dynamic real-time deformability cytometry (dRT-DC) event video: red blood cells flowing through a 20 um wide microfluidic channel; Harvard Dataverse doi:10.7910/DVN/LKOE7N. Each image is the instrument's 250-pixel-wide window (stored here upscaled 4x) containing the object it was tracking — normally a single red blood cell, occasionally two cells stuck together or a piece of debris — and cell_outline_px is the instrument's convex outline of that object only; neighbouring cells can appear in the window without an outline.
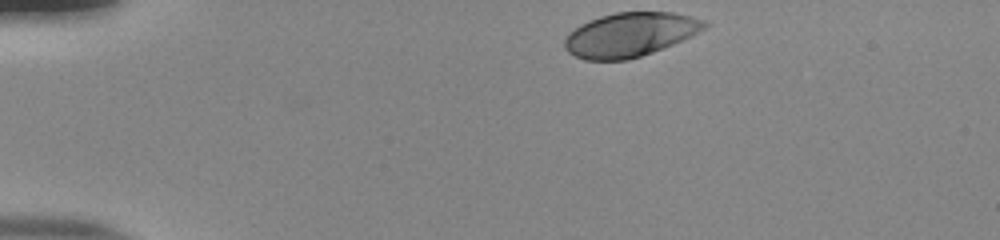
{"species": "human", "species_latin": "Homo sapiens", "temperature_condition": "room temperature", "stored_images_in_passage": 37, "camera_frame_rate_fps": 3000, "um_per_image_px": 0.085, "donor": {"sex": "male"}, "frame": {"image": 1, "passage_image": 1, "time_ms": 0.0, "image_size_px": [1000, 240], "cell_outline_px": [[708, 24], [700, 32], [672, 44], [652, 52], [628, 60], [584, 60], [568, 52], [564, 48], [564, 40], [568, 32], [580, 24], [588, 20], [600, 16], [616, 12], [672, 12], [704, 20]], "centroid_in_image_um": [53.5, 2.94], "position_along_channel_um": 31.5, "area_um2": 35.84}}
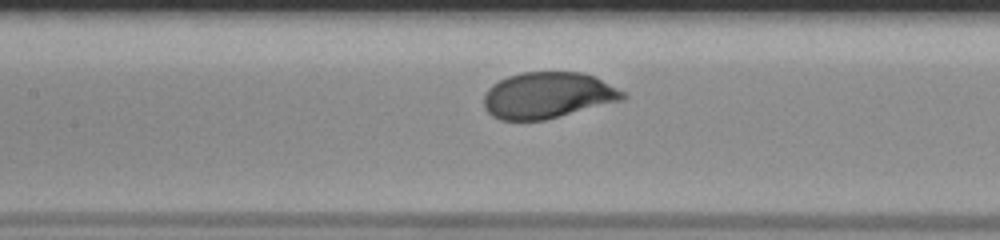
{"frame": {"image": 2, "passage_image": 17, "time_ms": 5.333, "image_size_px": [1000, 240], "cell_outline_px": [[628, 96], [624, 100], [544, 120], [500, 120], [492, 116], [484, 108], [484, 92], [492, 84], [508, 76], [520, 72], [580, 72], [592, 76], [624, 92]], "centroid_in_image_um": [46.52, 8.11], "position_along_channel_um": 160.9, "area_um2": 37.34}}
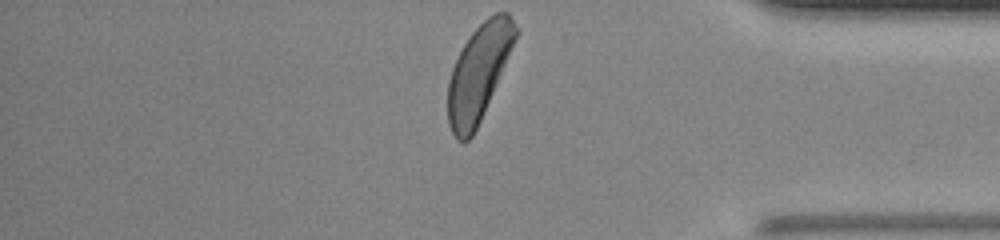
{"frame": {"image": 3, "passage_image": 37, "time_ms": 12.0, "image_size_px": [1000, 240], "cell_outline_px": [[520, 32], [480, 120], [472, 136], [464, 144], [456, 140], [448, 124], [448, 80], [452, 68], [464, 44], [472, 32], [488, 16], [496, 12], [508, 12]], "centroid_in_image_um": [40.69, 6.17], "position_along_channel_um": 394.5, "area_um2": 37.57}, "authors_computed_cell_mechanics": {"area_um2": 37.281, "velocity_mm_per_s": 3.7857, "shape_relaxation_time_tau1_ms": 2.838, "shape_relaxation_time_tau2_ms": null, "deformation_change_tau1": 0.1537, "deformation_change_tau2": null}}